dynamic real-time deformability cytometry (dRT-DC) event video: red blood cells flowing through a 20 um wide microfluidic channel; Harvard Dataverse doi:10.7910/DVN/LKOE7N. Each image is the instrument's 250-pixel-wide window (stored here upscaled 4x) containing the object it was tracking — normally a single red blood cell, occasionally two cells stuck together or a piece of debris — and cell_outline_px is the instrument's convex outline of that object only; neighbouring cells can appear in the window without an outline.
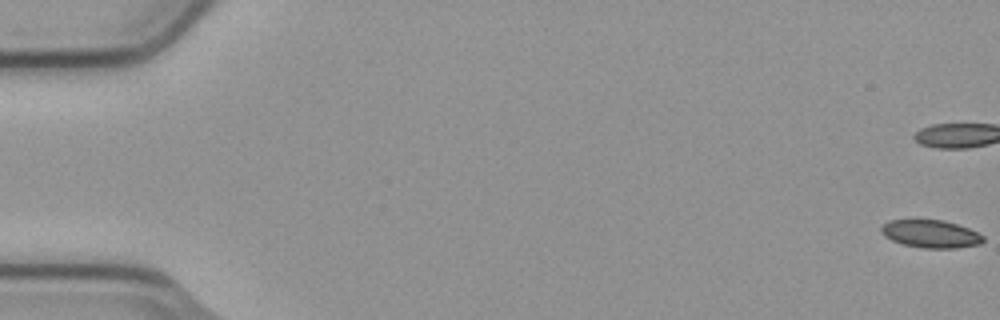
{"species": "common noctule bat (a hibernating species)", "species_latin": "Nyctalus noctula", "temperature_condition": "cold", "stored_images_in_passage": 8, "camera_frame_rate_fps": 3000, "um_per_image_px": 0.085, "animal": {"sex": "male", "body_mass_g": 23.1, "forearm_length_mm": 52.7}, "frame": {"image": 1, "passage_image": 1, "time_ms": 0.0, "image_size_px": [1000, 320], "cell_outline_px": [[984, 240], [980, 244], [956, 248], [924, 248], [904, 244], [892, 240], [884, 236], [880, 232], [880, 228], [888, 220], [916, 216], [944, 220], [968, 228], [984, 236]], "centroid_in_image_um": [79.04, 19.82], "position_along_channel_um": 6.0, "area_um2": 17.22}}
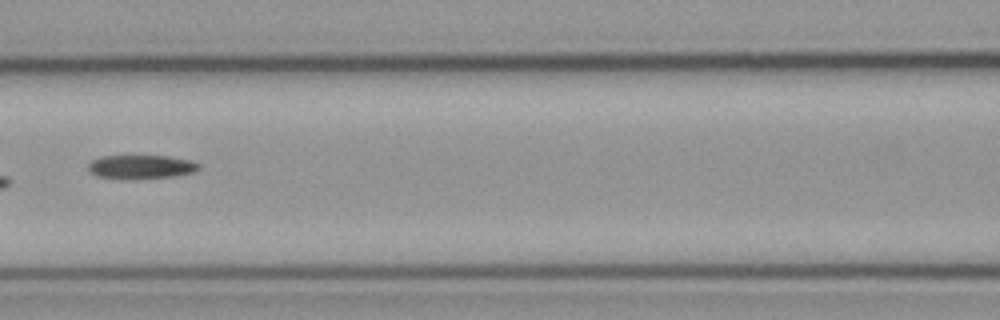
{"frame": {"image": 2, "passage_image": 8, "time_ms": 2.333, "image_size_px": [1000, 320], "cell_outline_px": [[200, 168], [192, 172], [172, 176], [132, 180], [120, 180], [96, 176], [88, 172], [88, 164], [92, 160], [100, 156], [168, 156], [192, 160], [200, 164]], "centroid_in_image_um": [11.93, 14.2], "position_along_channel_um": 154.7, "area_um2": 15.72}}